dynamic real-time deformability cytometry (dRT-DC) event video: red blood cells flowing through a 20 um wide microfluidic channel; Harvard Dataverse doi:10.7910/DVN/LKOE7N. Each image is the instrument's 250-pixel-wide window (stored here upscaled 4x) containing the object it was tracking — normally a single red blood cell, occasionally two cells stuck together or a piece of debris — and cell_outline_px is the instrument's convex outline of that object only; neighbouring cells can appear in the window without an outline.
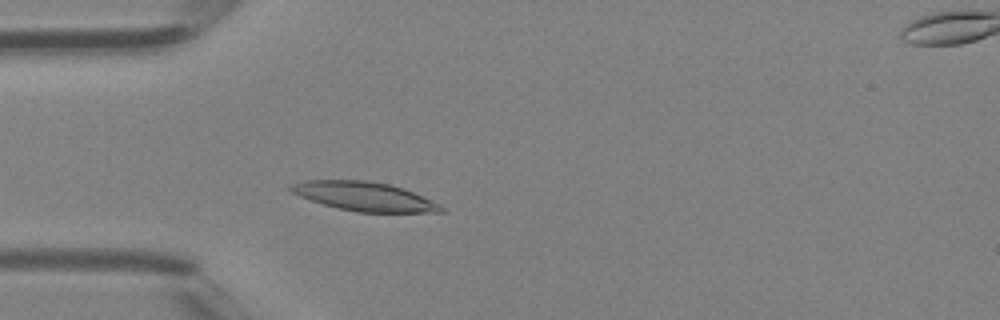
{"species": "Egyptian fruit bat (a non-hibernating species)", "species_latin": "Rousettus aegyptiacus", "temperature_condition": "room temperature", "stored_images_in_passage": 36, "camera_frame_rate_fps": 3000, "um_per_image_px": 0.085, "animal": {"sex": "female"}, "frame": {"image": 1, "passage_image": 3, "time_ms": 0.667, "image_size_px": [1000, 320], "cell_outline_px": [[444, 212], [356, 212], [336, 208], [300, 196], [292, 192], [288, 188], [288, 184], [304, 180], [368, 180], [388, 184], [404, 188], [440, 204], [444, 208]], "centroid_in_image_um": [30.94, 16.69], "position_along_channel_um": 54.1, "area_um2": 25.37}}
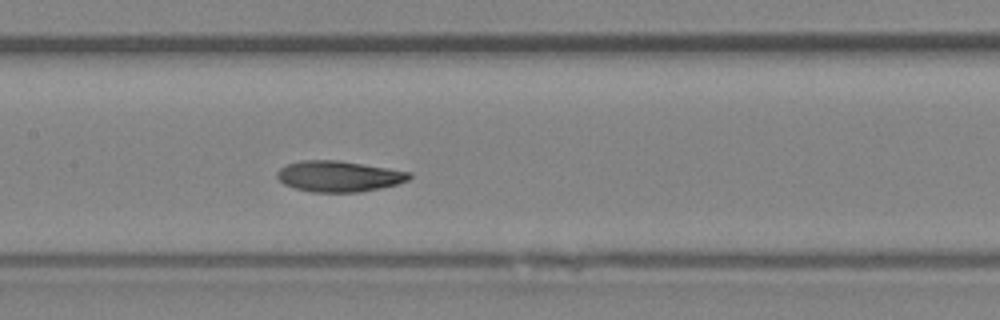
{"frame": {"image": 2, "passage_image": 12, "time_ms": 3.667, "image_size_px": [1000, 320], "cell_outline_px": [[412, 176], [408, 180], [396, 184], [380, 188], [360, 192], [312, 192], [292, 188], [284, 184], [276, 176], [276, 172], [280, 168], [288, 164], [300, 160], [336, 160], [388, 168], [412, 172]], "centroid_in_image_um": [28.78, 14.99], "position_along_channel_um": 178.6, "area_um2": 23.81}}
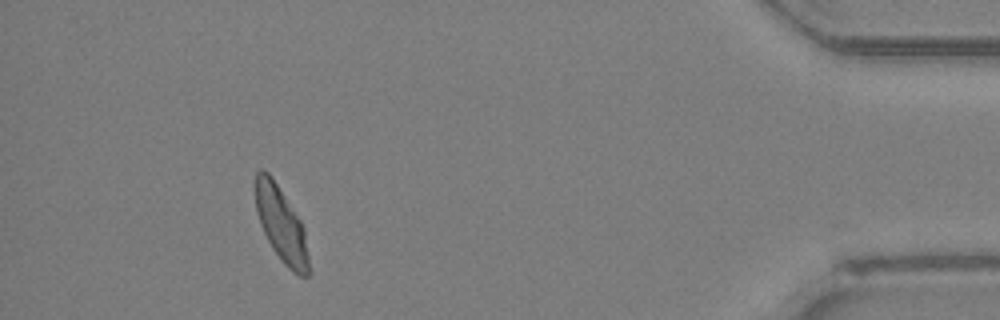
{"frame": {"image": 3, "passage_image": 32, "time_ms": 10.333, "image_size_px": [1000, 320], "cell_outline_px": [[312, 272], [308, 276], [300, 276], [292, 272], [284, 264], [272, 248], [260, 224], [256, 212], [252, 184], [256, 172], [260, 168], [268, 172], [272, 176], [300, 220], [304, 228]], "centroid_in_image_um": [23.88, 19.06], "position_along_channel_um": 411.3, "area_um2": 23.99}, "authors_computed_cell_mechanics": {"area_um2": 23.7847, "velocity_mm_per_s": 4.3971, "shape_relaxation_time_tau1_ms": 3.0512, "shape_relaxation_time_tau2_ms": 1.6064, "deformation_change_tau1": 0.13, "deformation_change_tau2": 0.0592}}